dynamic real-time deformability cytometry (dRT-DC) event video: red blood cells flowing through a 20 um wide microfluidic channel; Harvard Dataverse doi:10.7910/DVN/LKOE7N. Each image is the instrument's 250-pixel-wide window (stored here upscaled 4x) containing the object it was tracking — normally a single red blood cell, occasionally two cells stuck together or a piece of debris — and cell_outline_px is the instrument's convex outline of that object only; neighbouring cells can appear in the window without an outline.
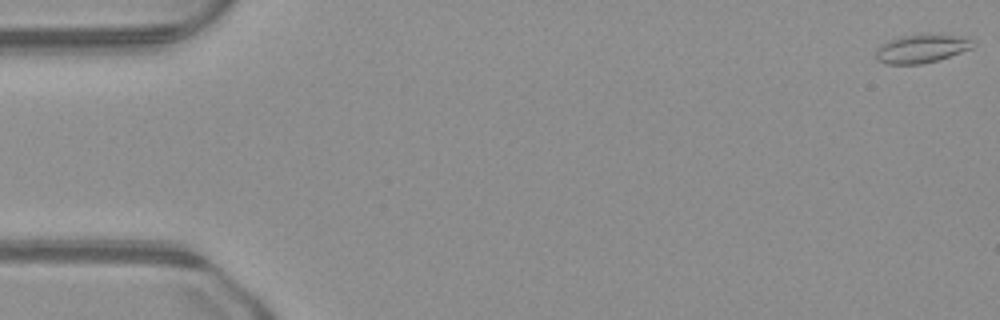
{"species": "common noctule bat (a hibernating species)", "species_latin": "Nyctalus noctula", "temperature_condition": "warm", "stored_images_in_passage": 50, "camera_frame_rate_fps": 3000, "um_per_image_px": 0.085, "animal": {"sex": "male", "body_mass_g": 23.1, "forearm_length_mm": 52.7}, "frame": {"image": 1, "passage_image": 1, "time_ms": 0.0, "image_size_px": [1000, 320], "cell_outline_px": [[976, 44], [972, 48], [936, 60], [920, 64], [884, 64], [876, 60], [876, 52], [880, 44], [888, 40], [904, 36], [924, 32], [944, 32], [968, 36]], "centroid_in_image_um": [78.39, 4.07], "position_along_channel_um": 6.6, "area_um2": 16.82}}
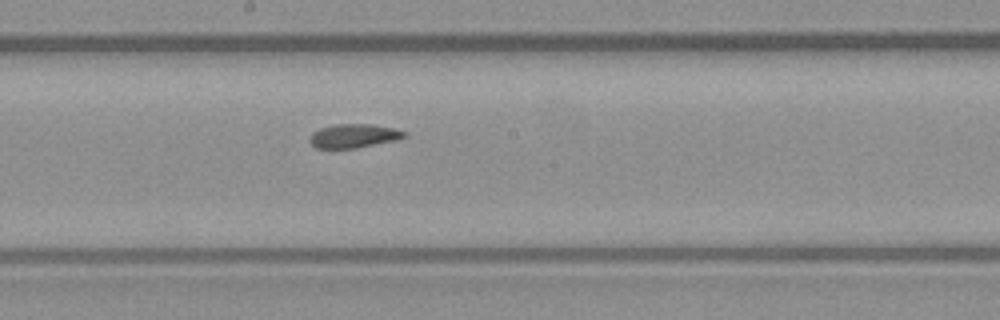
{"frame": {"image": 2, "passage_image": 27, "time_ms": 8.667, "image_size_px": [1000, 320], "cell_outline_px": [[408, 136], [396, 140], [356, 148], [316, 148], [308, 140], [312, 132], [320, 128], [332, 124], [372, 124], [396, 128], [408, 132]], "centroid_in_image_um": [30.1, 11.54], "position_along_channel_um": 218.1, "area_um2": 13.35}}
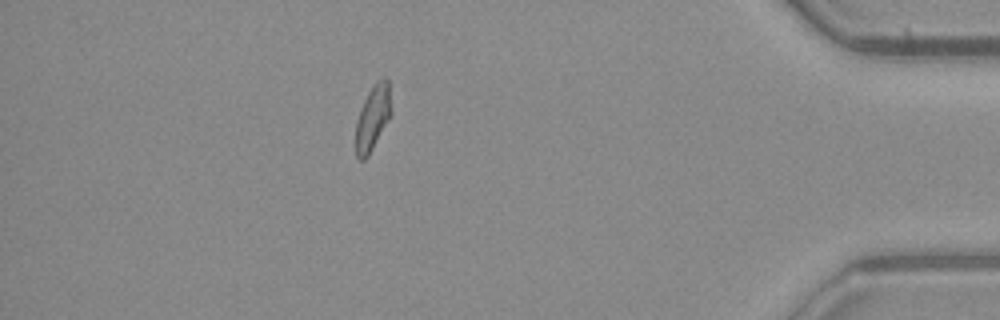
{"frame": {"image": 3, "passage_image": 44, "time_ms": 14.333, "image_size_px": [1000, 320], "cell_outline_px": [[392, 116], [368, 156], [364, 160], [360, 160], [356, 156], [356, 120], [360, 108], [368, 92], [376, 80], [384, 76], [388, 80], [392, 108]], "centroid_in_image_um": [31.71, 9.98], "position_along_channel_um": 403.5, "area_um2": 13.81}}